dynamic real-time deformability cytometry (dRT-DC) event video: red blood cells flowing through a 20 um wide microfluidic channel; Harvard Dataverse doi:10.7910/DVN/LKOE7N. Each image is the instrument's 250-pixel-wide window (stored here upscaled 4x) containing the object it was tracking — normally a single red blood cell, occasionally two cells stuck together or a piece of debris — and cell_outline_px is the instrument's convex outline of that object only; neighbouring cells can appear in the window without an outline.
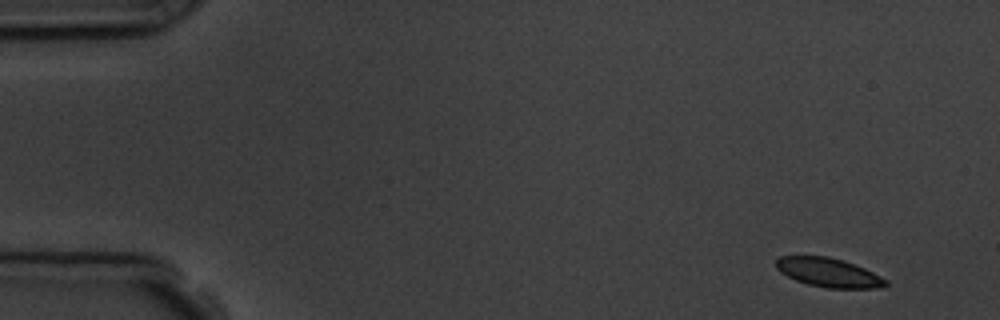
{"species": "common noctule bat (a hibernating species)", "species_latin": "Nyctalus noctula", "temperature_condition": "room temperature", "stored_images_in_passage": 4, "camera_frame_rate_fps": 3000, "um_per_image_px": 0.085, "animal": {"sex": "male", "body_mass_g": 19.5, "forearm_length_mm": 54.6}, "frame": {"image": 1, "passage_image": 1, "time_ms": 0.0, "image_size_px": [1000, 320], "cell_outline_px": [[888, 284], [876, 288], [828, 288], [808, 284], [796, 280], [780, 272], [776, 268], [776, 260], [780, 256], [828, 256], [844, 260], [864, 268], [888, 280]], "centroid_in_image_um": [70.42, 23.16], "position_along_channel_um": 14.6, "area_um2": 18.44}}
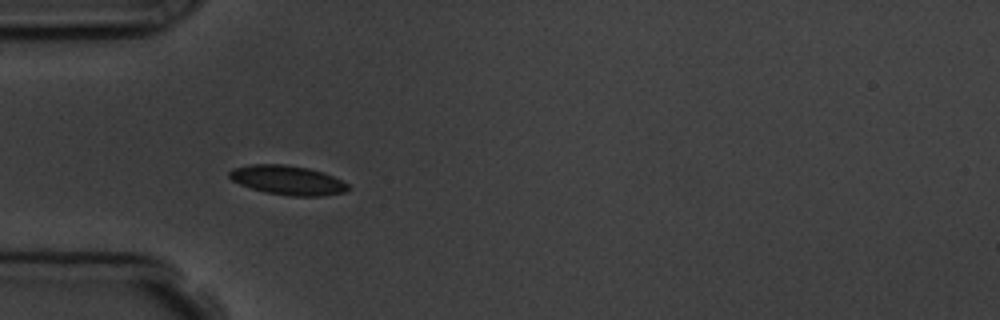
{"frame": {"image": 2, "passage_image": 4, "time_ms": 4.333, "image_size_px": [1000, 320], "cell_outline_px": [[352, 188], [344, 192], [320, 196], [292, 196], [264, 192], [240, 184], [232, 180], [228, 176], [228, 172], [232, 168], [252, 164], [284, 164], [308, 168], [324, 172], [348, 184]], "centroid_in_image_um": [24.44, 15.31], "position_along_channel_um": 60.6, "area_um2": 20.29}}